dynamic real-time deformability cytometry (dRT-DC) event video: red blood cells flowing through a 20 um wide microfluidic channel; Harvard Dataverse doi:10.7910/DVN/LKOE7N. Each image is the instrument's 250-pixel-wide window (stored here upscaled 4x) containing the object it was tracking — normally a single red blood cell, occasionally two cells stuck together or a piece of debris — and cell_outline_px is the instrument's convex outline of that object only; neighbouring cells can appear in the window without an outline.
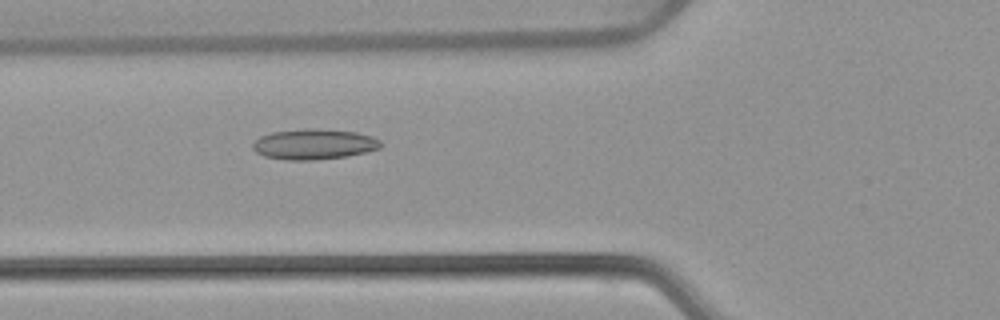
{"species": "common noctule bat (a hibernating species)", "species_latin": "Nyctalus noctula", "temperature_condition": "warm", "stored_images_in_passage": 38, "segment_of_instrument_passage": [1, 2], "camera_frame_rate_fps": 3000, "um_per_image_px": 0.085, "animal": {"sex": "female", "body_mass_g": 22.7, "forearm_length_mm": 54.2}, "frame": {"image": 1, "passage_image": 4, "time_ms": 1.0, "image_size_px": [1000, 320], "cell_outline_px": [[380, 148], [348, 156], [312, 160], [288, 160], [264, 156], [256, 152], [252, 148], [252, 144], [260, 136], [272, 132], [304, 128], [316, 128], [356, 132], [372, 136], [380, 140]], "centroid_in_image_um": [26.67, 12.25], "position_along_channel_um": 99.1, "area_um2": 22.72}}
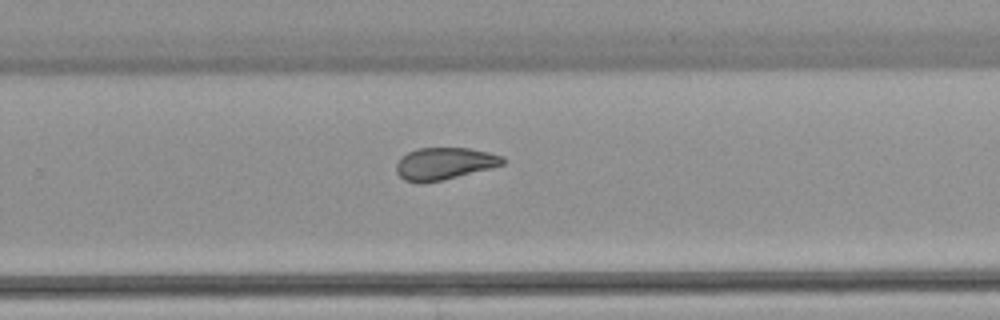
{"frame": {"image": 2, "passage_image": 19, "time_ms": 6.0, "image_size_px": [1000, 320], "cell_outline_px": [[504, 164], [492, 168], [444, 180], [424, 184], [416, 184], [404, 180], [396, 172], [396, 164], [408, 152], [416, 148], [468, 148], [488, 152], [504, 156]], "centroid_in_image_um": [37.77, 13.93], "position_along_channel_um": 292.0, "area_um2": 20.17}}
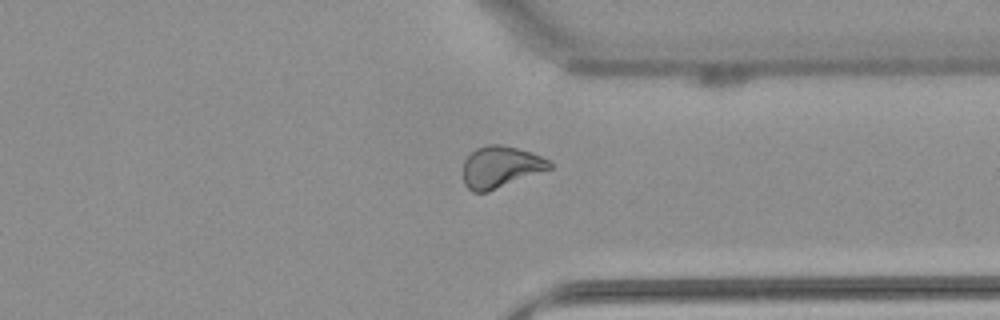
{"frame": {"image": 3, "passage_image": 25, "time_ms": 8.0, "image_size_px": [1000, 320], "cell_outline_px": [[552, 168], [488, 192], [472, 192], [464, 184], [464, 160], [476, 148], [488, 144], [500, 144], [532, 152], [548, 160], [552, 164]], "centroid_in_image_um": [42.54, 14.19], "position_along_channel_um": 368.9, "area_um2": 20.87}}